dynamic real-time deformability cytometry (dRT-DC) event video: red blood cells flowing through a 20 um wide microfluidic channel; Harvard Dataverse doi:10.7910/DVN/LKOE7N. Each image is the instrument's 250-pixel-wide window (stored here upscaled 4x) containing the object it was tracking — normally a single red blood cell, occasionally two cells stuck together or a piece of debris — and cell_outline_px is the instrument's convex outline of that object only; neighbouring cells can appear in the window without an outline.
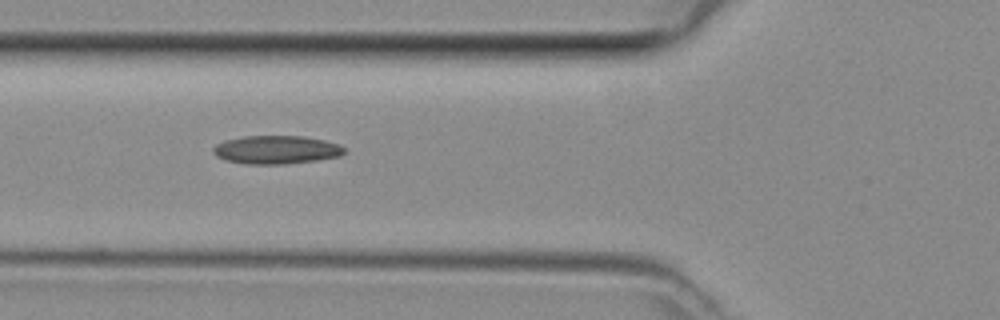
{"species": "common noctule bat (a hibernating species)", "species_latin": "Nyctalus noctula", "temperature_condition": "room temperature", "stored_images_in_passage": 32, "camera_frame_rate_fps": 3000, "um_per_image_px": 0.085, "animal": {"sex": "female", "body_mass_g": 29.2, "forearm_length_mm": 56.3}, "frame": {"image": 1, "passage_image": 3, "time_ms": 0.667, "image_size_px": [1000, 320], "cell_outline_px": [[344, 152], [340, 156], [316, 160], [284, 164], [244, 164], [224, 160], [216, 156], [212, 152], [212, 148], [216, 144], [224, 140], [244, 136], [304, 136], [324, 140], [340, 144], [344, 148]], "centroid_in_image_um": [23.44, 12.73], "position_along_channel_um": 102.4, "area_um2": 21.79}}
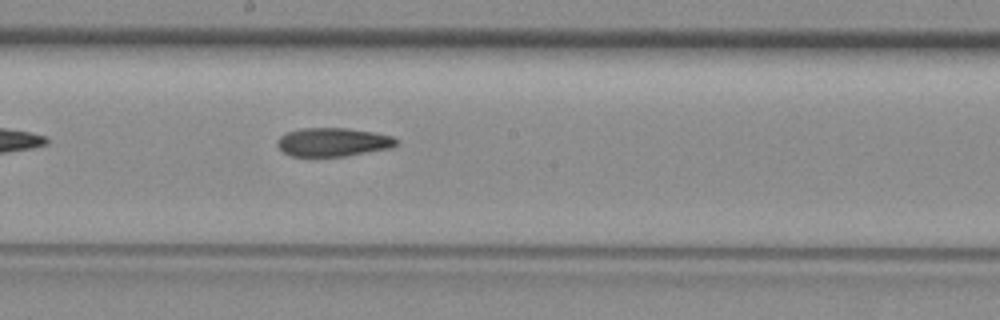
{"frame": {"image": 2, "passage_image": 11, "time_ms": 3.333, "image_size_px": [1000, 320], "cell_outline_px": [[396, 144], [392, 148], [344, 156], [288, 156], [276, 144], [276, 140], [280, 136], [288, 132], [300, 128], [344, 128], [372, 132], [392, 136], [396, 140]], "centroid_in_image_um": [28.26, 12.08], "position_along_channel_um": 219.9, "area_um2": 19.71}}
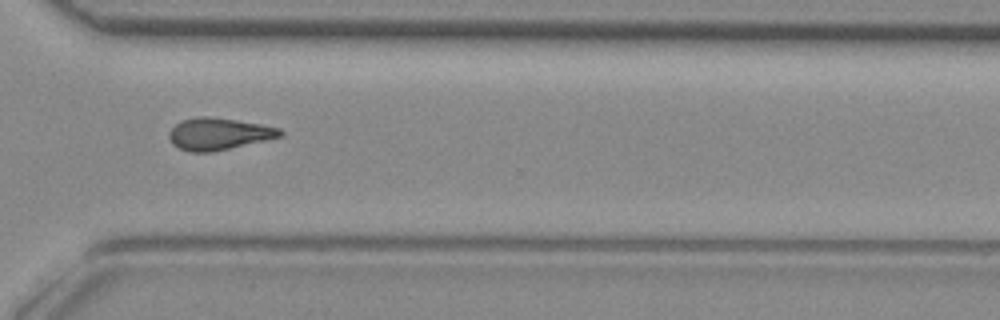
{"frame": {"image": 3, "passage_image": 20, "time_ms": 6.333, "image_size_px": [1000, 320], "cell_outline_px": [[284, 132], [280, 136], [264, 140], [212, 152], [188, 152], [172, 144], [168, 136], [168, 132], [180, 120], [196, 116], [204, 116], [236, 120], [260, 124], [280, 128]], "centroid_in_image_um": [18.53, 11.37], "position_along_channel_um": 352.1, "area_um2": 20.52}}